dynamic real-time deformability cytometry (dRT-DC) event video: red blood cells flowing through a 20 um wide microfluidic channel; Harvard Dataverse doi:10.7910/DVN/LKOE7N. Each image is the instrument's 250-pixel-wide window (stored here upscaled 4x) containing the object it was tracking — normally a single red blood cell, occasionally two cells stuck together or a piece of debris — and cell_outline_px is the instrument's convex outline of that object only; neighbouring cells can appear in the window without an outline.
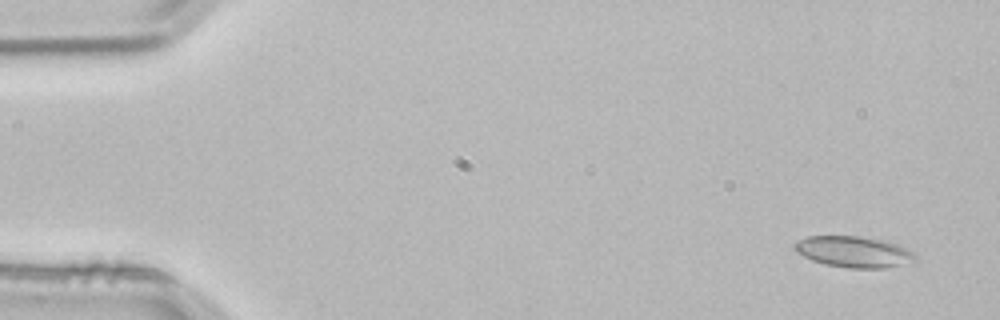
{"species": "common noctule bat (a hibernating species)", "species_latin": "Nyctalus noctula", "temperature_condition": "room temperature", "stored_images_in_passage": 4, "camera_frame_rate_fps": 3000, "um_per_image_px": 0.085, "animal": {"sex": "male", "body_mass_g": 21.5, "forearm_length_mm": 52.0}, "frame": {"image": 1, "passage_image": 1, "time_ms": 0.0, "image_size_px": [1000, 320], "cell_outline_px": [[916, 260], [884, 268], [848, 268], [824, 264], [812, 260], [796, 252], [792, 248], [792, 244], [796, 240], [808, 236], [856, 236], [888, 240], [900, 244], [908, 248], [916, 256]], "centroid_in_image_um": [72.54, 21.38], "position_along_channel_um": 12.5, "area_um2": 22.14}}
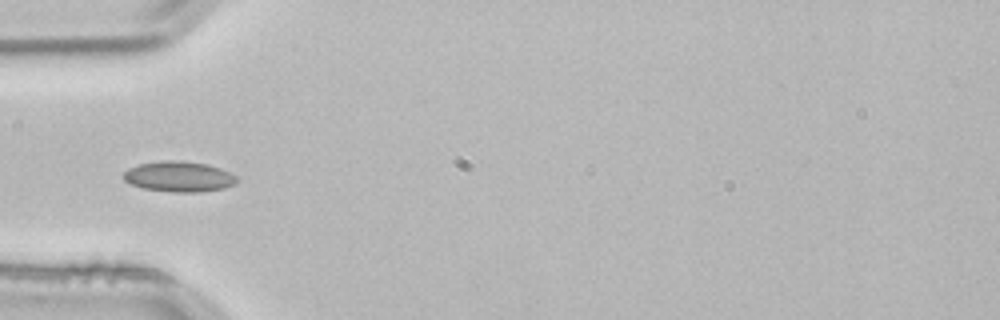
{"frame": {"image": 2, "passage_image": 4, "time_ms": 1.0, "image_size_px": [1000, 320], "cell_outline_px": [[236, 184], [224, 188], [200, 192], [172, 192], [144, 188], [132, 184], [124, 180], [124, 172], [128, 168], [140, 164], [164, 160], [180, 160], [204, 164], [220, 168], [236, 176]], "centroid_in_image_um": [15.21, 15.01], "position_along_channel_um": 69.8, "area_um2": 19.94}}